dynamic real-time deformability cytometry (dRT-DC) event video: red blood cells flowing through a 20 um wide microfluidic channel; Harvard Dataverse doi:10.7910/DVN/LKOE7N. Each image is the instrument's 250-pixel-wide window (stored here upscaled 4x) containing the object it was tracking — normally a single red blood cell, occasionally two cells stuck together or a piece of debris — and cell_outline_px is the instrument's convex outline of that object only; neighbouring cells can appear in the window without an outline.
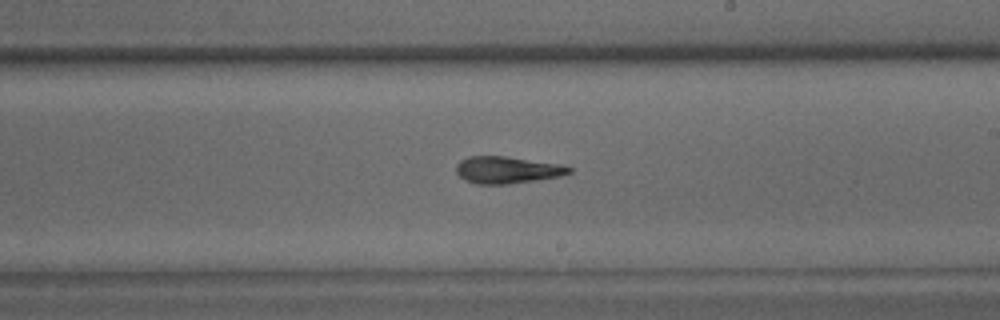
{"species": "common noctule bat (a hibernating species)", "species_latin": "Nyctalus noctula", "temperature_condition": "warm", "stored_images_in_passage": 53, "camera_frame_rate_fps": 3000, "um_per_image_px": 0.085, "animal": {"sex": "male", "body_mass_g": 15.6}, "frame": {"image": 1, "passage_image": 31, "time_ms": 10.0, "image_size_px": [1000, 320], "cell_outline_px": [[572, 172], [560, 176], [508, 184], [476, 184], [464, 180], [456, 172], [456, 164], [460, 160], [468, 156], [504, 156], [560, 164], [572, 168]], "centroid_in_image_um": [43.07, 14.44], "position_along_channel_um": 245.9, "area_um2": 17.69}, "authors_computed_cell_mechanics": {"area_um2": 17.8602, "velocity_mm_per_s": 3.9012, "shape_relaxation_time_tau1_ms": 6.14, "shape_relaxation_time_tau2_ms": 3.8397, "deformation_change_tau1": 0.2372, "deformation_change_tau2": 0.1463}}